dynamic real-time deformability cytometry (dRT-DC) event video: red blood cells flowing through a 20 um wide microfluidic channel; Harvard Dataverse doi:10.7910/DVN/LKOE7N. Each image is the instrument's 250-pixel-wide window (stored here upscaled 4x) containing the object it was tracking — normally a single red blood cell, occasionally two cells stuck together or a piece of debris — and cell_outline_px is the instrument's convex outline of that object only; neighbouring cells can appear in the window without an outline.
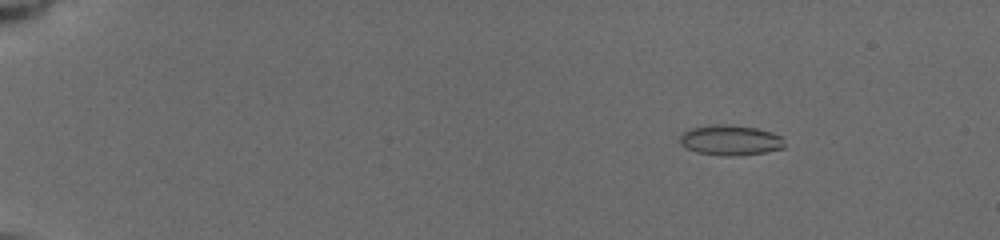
{"species": "common noctule bat (a hibernating species)", "species_latin": "Nyctalus noctula", "temperature_condition": "cold", "stored_images_in_passage": 129, "camera_frame_rate_fps": 3000, "um_per_image_px": 0.085, "animal": {"sex": "female", "body_mass_g": 19.5, "forearm_length_mm": 54.1}, "frame": {"image": 1, "passage_image": 22, "time_ms": 2.667, "image_size_px": [1000, 240], "cell_outline_px": [[784, 148], [764, 152], [732, 156], [720, 156], [696, 152], [680, 144], [680, 136], [684, 132], [692, 128], [720, 124], [724, 124], [756, 128], [780, 136], [784, 144]], "centroid_in_image_um": [62.05, 11.93], "position_along_channel_um": 22.9, "area_um2": 18.09}}
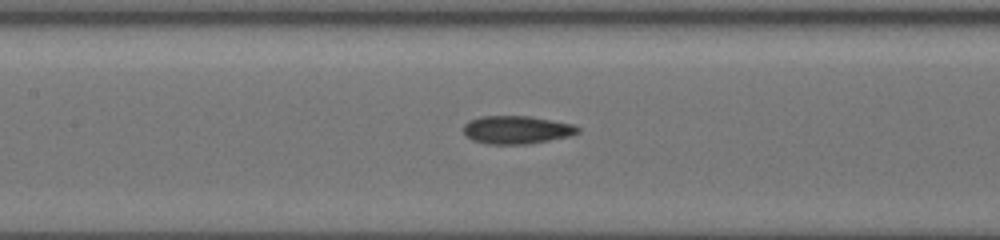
{"frame": {"image": 2, "passage_image": 70, "time_ms": 9.333, "image_size_px": [1000, 240], "cell_outline_px": [[580, 132], [568, 136], [548, 140], [524, 144], [484, 144], [472, 140], [464, 136], [464, 124], [468, 120], [480, 116], [532, 116], [576, 124], [580, 128]], "centroid_in_image_um": [43.9, 11.02], "position_along_channel_um": 163.5, "area_um2": 18.96}}
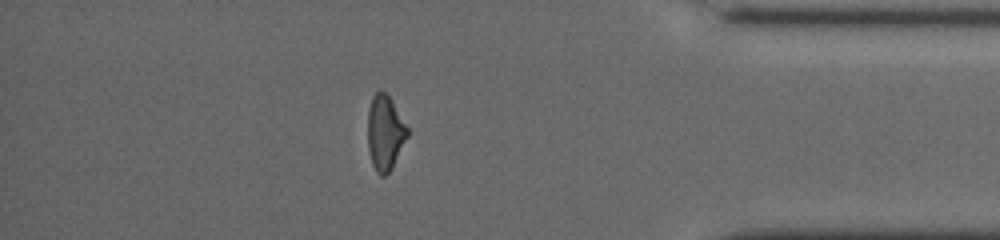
{"frame": {"image": 3, "passage_image": 114, "time_ms": 16.0, "image_size_px": [1000, 240], "cell_outline_px": [[408, 136], [392, 168], [384, 176], [380, 176], [376, 172], [372, 164], [368, 148], [368, 108], [372, 96], [380, 88], [392, 100], [408, 128]], "centroid_in_image_um": [32.72, 11.27], "position_along_channel_um": 402.5, "area_um2": 17.4}, "authors_computed_cell_mechanics": {"area_um2": 18.0336, "velocity_mm_per_s": 3.948, "shape_relaxation_time_tau1_ms": null, "shape_relaxation_time_tau2_ms": 2.8545, "deformation_change_tau1": null, "deformation_change_tau2": 0.1068}}